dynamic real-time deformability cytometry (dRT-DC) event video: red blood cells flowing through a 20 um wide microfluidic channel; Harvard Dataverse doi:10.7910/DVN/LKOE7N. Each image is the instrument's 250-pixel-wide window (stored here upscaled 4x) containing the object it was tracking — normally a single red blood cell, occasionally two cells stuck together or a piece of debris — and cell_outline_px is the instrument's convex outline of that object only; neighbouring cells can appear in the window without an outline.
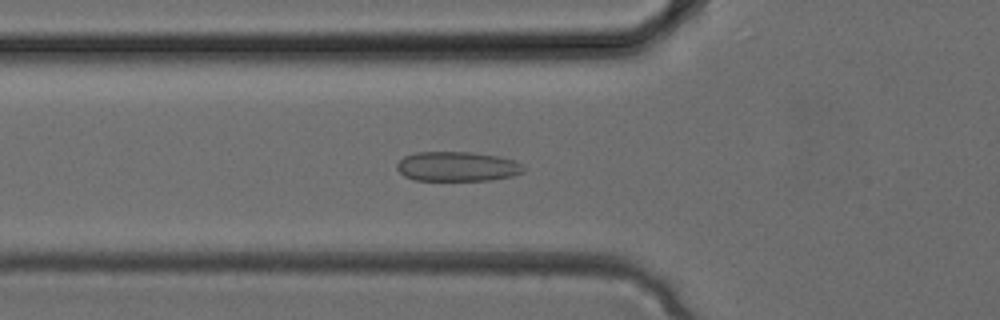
{"species": "common noctule bat (a hibernating species)", "species_latin": "Nyctalus noctula", "temperature_condition": "cold", "stored_images_in_passage": 34, "camera_frame_rate_fps": 3000, "um_per_image_px": 0.085, "animal": {"sex": "female", "body_mass_g": 24.6, "forearm_length_mm": 56.2}, "frame": {"image": 1, "passage_image": 12, "time_ms": 3.667, "image_size_px": [1000, 320], "cell_outline_px": [[524, 172], [512, 176], [492, 180], [416, 180], [404, 176], [396, 168], [396, 164], [404, 156], [416, 152], [472, 152], [500, 156], [524, 164]], "centroid_in_image_um": [38.88, 14.15], "position_along_channel_um": 86.9, "area_um2": 22.02}}
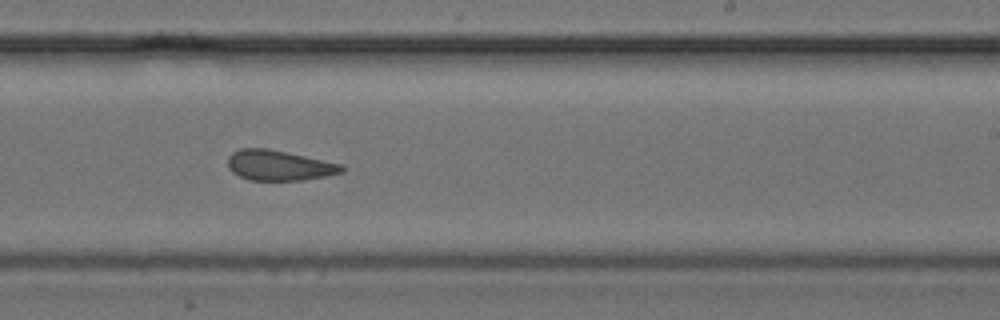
{"frame": {"image": 2, "passage_image": 21, "time_ms": 6.667, "image_size_px": [1000, 320], "cell_outline_px": [[348, 168], [344, 172], [328, 176], [304, 180], [248, 180], [232, 172], [228, 168], [228, 156], [232, 152], [240, 148], [268, 148], [344, 164]], "centroid_in_image_um": [23.77, 14.06], "position_along_channel_um": 265.2, "area_um2": 20.46}}
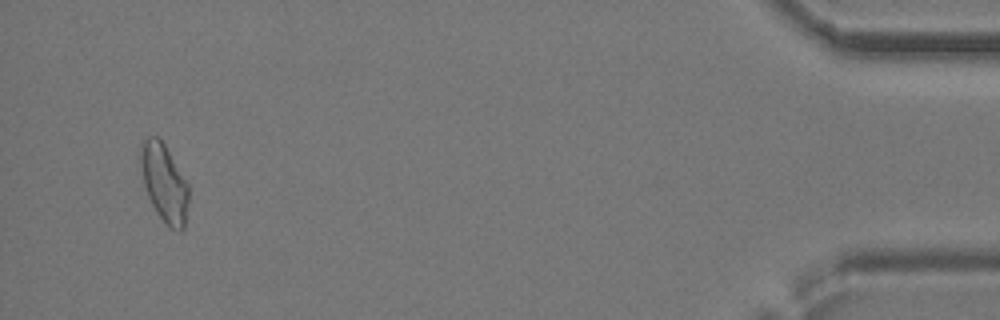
{"frame": {"image": 3, "passage_image": 33, "time_ms": 10.667, "image_size_px": [1000, 320], "cell_outline_px": [[188, 204], [184, 228], [180, 232], [168, 228], [156, 212], [148, 196], [144, 184], [136, 156], [140, 140], [148, 136], [156, 136], [164, 144], [188, 184]], "centroid_in_image_um": [13.89, 15.51], "position_along_channel_um": 421.3, "area_um2": 22.37}}